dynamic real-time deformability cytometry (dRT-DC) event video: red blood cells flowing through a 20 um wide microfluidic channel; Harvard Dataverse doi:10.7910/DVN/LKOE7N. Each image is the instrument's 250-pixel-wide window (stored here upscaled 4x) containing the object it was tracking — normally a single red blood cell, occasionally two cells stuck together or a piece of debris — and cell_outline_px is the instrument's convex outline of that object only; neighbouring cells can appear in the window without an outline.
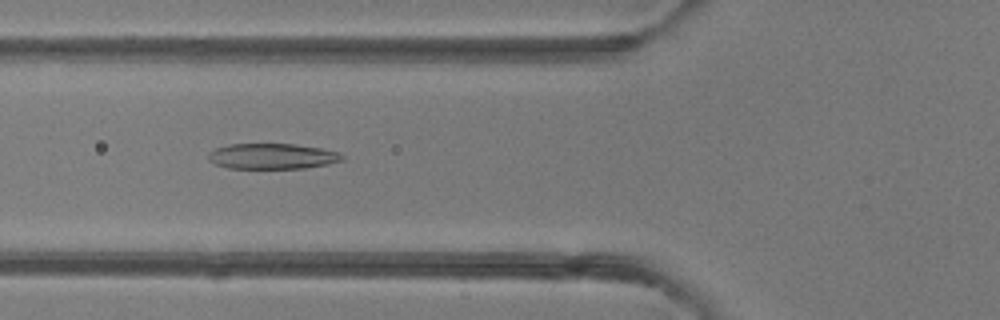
{"species": "common noctule bat (a hibernating species)", "species_latin": "Nyctalus noctula", "temperature_condition": "room temperature", "stored_images_in_passage": 31, "camera_frame_rate_fps": 3000, "um_per_image_px": 0.085, "animal": {"sex": "female"}, "frame": {"image": 1, "passage_image": 4, "time_ms": 1.0, "image_size_px": [1000, 320], "cell_outline_px": [[344, 160], [328, 164], [304, 168], [228, 168], [216, 164], [208, 160], [208, 152], [216, 148], [228, 144], [296, 144], [320, 148], [340, 152], [344, 156]], "centroid_in_image_um": [23.15, 13.28], "position_along_channel_um": 102.6, "area_um2": 20.0}}
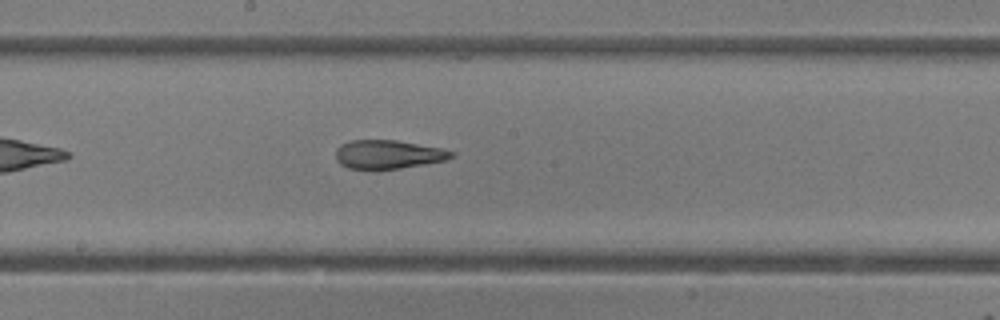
{"frame": {"image": 2, "passage_image": 12, "time_ms": 3.667, "image_size_px": [1000, 320], "cell_outline_px": [[456, 156], [448, 160], [380, 172], [348, 168], [340, 164], [336, 160], [336, 148], [340, 144], [352, 140], [396, 140], [440, 148], [456, 152]], "centroid_in_image_um": [32.99, 13.16], "position_along_channel_um": 215.2, "area_um2": 20.11}}
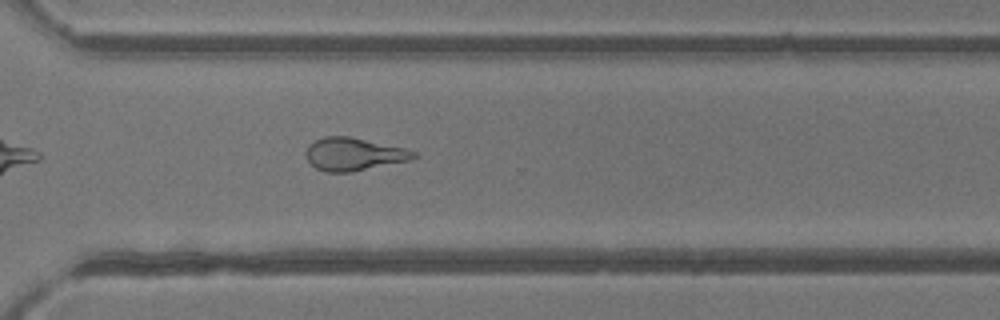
{"frame": {"image": 3, "passage_image": 21, "time_ms": 6.667, "image_size_px": [1000, 320], "cell_outline_px": [[416, 156], [412, 160], [352, 172], [324, 172], [316, 168], [308, 160], [304, 152], [308, 144], [324, 136], [348, 136], [408, 148], [416, 152]], "centroid_in_image_um": [30.08, 13.1], "position_along_channel_um": 340.5, "area_um2": 20.87}, "authors_computed_cell_mechanics": {"area_um2": 20.4612, "velocity_mm_per_s": 4.1937, "shape_relaxation_time_tau1_ms": 7.825, "shape_relaxation_time_tau2_ms": 2.199, "deformation_change_tau1": 0.2502, "deformation_change_tau2": 0.1282}}